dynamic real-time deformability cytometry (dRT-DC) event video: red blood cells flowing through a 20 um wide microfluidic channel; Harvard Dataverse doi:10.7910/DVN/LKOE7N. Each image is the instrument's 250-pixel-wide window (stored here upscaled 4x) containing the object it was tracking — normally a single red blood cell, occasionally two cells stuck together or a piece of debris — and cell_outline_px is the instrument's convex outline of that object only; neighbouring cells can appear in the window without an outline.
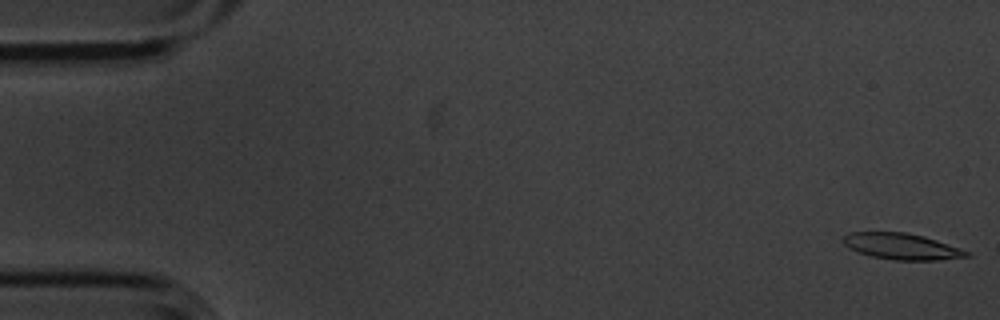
{"species": "common noctule bat (a hibernating species)", "species_latin": "Nyctalus noctula", "temperature_condition": "cold", "stored_images_in_passage": 2, "segment_of_instrument_passage": [2, 2], "camera_frame_rate_fps": 3000, "um_per_image_px": 0.085, "animal": {"sex": "male", "body_mass_g": 20.1, "forearm_length_mm": 53.5}, "frame": {"image": 1, "passage_image": 2, "time_ms": 0.333, "image_size_px": [1000, 320], "cell_outline_px": [[972, 256], [940, 260], [896, 260], [872, 256], [856, 252], [848, 248], [844, 244], [844, 236], [848, 232], [908, 232], [924, 236], [972, 252]], "centroid_in_image_um": [76.67, 20.94], "position_along_channel_um": 8.3, "area_um2": 18.96}}